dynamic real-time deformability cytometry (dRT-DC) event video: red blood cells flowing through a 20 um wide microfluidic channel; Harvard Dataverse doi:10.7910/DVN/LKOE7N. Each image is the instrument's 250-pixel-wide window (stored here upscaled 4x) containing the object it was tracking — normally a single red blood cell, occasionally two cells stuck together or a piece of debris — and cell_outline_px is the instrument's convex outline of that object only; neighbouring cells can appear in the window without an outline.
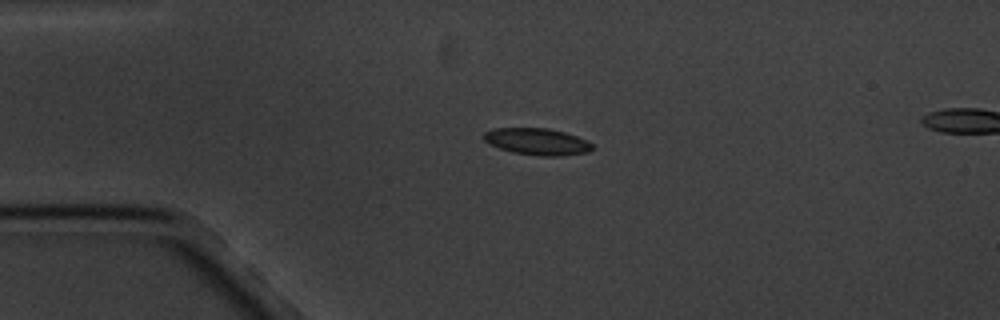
{"species": "common noctule bat (a hibernating species)", "species_latin": "Nyctalus noctula", "temperature_condition": "cold", "stored_images_in_passage": 5, "segment_of_instrument_passage": [1, 2], "camera_frame_rate_fps": 3000, "um_per_image_px": 0.085, "animal": {"sex": "male", "body_mass_g": 20.1, "forearm_length_mm": 53.5}, "frame": {"image": 1, "passage_image": 4, "time_ms": 3.333, "image_size_px": [1000, 320], "cell_outline_px": [[592, 148], [588, 152], [560, 156], [540, 156], [512, 152], [500, 148], [484, 140], [484, 132], [496, 128], [548, 128], [564, 132], [576, 136], [592, 144]], "centroid_in_image_um": [45.65, 12.03], "position_along_channel_um": 39.3, "area_um2": 16.65}}